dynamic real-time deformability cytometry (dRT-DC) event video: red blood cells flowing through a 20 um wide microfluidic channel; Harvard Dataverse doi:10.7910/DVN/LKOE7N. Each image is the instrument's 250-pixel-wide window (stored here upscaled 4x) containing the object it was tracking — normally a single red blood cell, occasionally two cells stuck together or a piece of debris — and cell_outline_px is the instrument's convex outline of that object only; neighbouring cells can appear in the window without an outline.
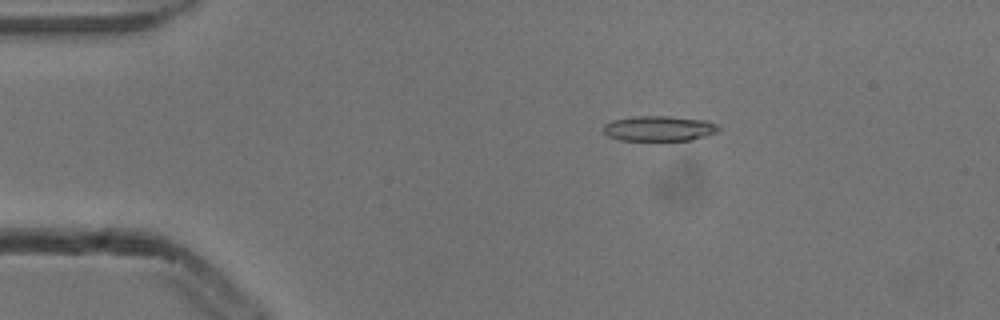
{"species": "common noctule bat (a hibernating species)", "species_latin": "Nyctalus noctula", "temperature_condition": "cold", "stored_images_in_passage": 4, "camera_frame_rate_fps": 3000, "um_per_image_px": 0.085, "animal": {"sex": "male", "body_mass_g": 13.3}, "frame": {"image": 1, "passage_image": 3, "time_ms": 0.667, "image_size_px": [1000, 320], "cell_outline_px": [[720, 128], [716, 132], [704, 136], [688, 140], [620, 140], [608, 136], [604, 132], [604, 124], [612, 120], [632, 116], [668, 116], [708, 120], [716, 124]], "centroid_in_image_um": [56.0, 10.9], "position_along_channel_um": 29.0, "area_um2": 16.88}}